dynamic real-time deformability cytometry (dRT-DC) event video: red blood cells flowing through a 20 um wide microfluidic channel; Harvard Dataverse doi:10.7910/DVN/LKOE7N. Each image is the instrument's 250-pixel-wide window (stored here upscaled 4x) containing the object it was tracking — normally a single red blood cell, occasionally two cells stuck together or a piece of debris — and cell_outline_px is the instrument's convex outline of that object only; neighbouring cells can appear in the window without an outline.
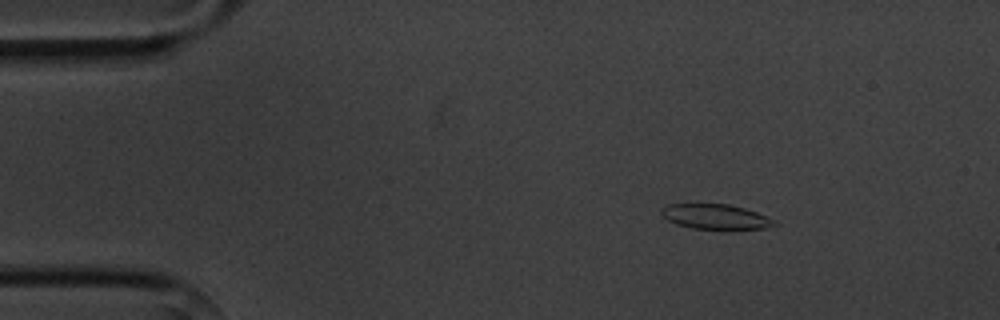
{"species": "common noctule bat (a hibernating species)", "species_latin": "Nyctalus noctula", "temperature_condition": "cold", "stored_images_in_passage": 6, "camera_frame_rate_fps": 3000, "um_per_image_px": 0.085, "animal": {"sex": "male", "body_mass_g": 20.1, "forearm_length_mm": 53.5}, "frame": {"image": 1, "passage_image": 2, "time_ms": 2.0, "image_size_px": [1000, 320], "cell_outline_px": [[780, 224], [764, 228], [724, 232], [692, 228], [676, 224], [668, 220], [660, 212], [660, 208], [668, 204], [728, 204], [744, 208], [756, 212], [776, 220]], "centroid_in_image_um": [60.87, 18.47], "position_along_channel_um": 24.1, "area_um2": 17.22}}
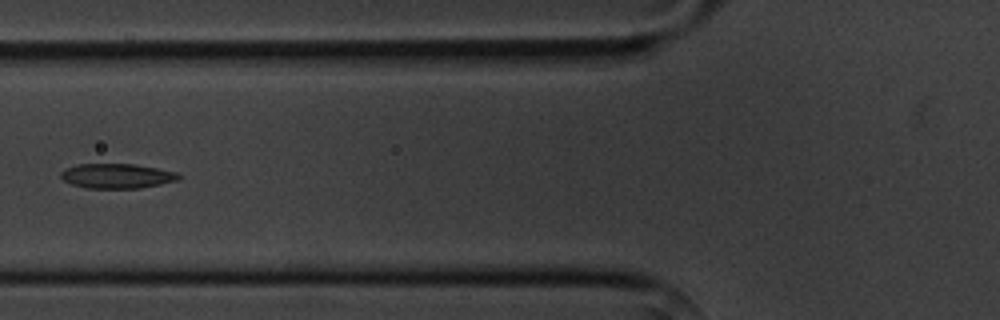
{"frame": {"image": 2, "passage_image": 6, "time_ms": 6.333, "image_size_px": [1000, 320], "cell_outline_px": [[184, 176], [180, 180], [140, 188], [84, 188], [72, 184], [64, 180], [60, 176], [60, 172], [64, 168], [76, 164], [136, 164], [176, 172]], "centroid_in_image_um": [9.95, 14.95], "position_along_channel_um": 115.9, "area_um2": 17.17}}